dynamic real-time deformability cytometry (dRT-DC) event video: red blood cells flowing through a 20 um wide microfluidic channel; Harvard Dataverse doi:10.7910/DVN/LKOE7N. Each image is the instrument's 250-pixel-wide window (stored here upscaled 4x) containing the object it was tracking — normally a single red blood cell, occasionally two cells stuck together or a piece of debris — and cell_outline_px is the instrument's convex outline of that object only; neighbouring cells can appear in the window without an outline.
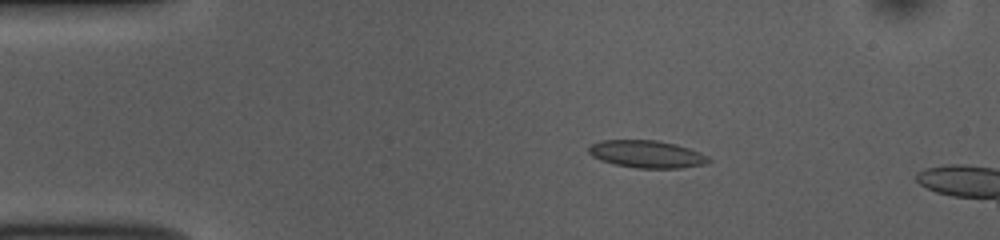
{"species": "common noctule bat (a hibernating species)", "species_latin": "Nyctalus noctula", "temperature_condition": "room temperature", "stored_images_in_passage": 49, "camera_frame_rate_fps": 3000, "um_per_image_px": 0.085, "animal": {"sex": "female", "body_mass_g": 10.0, "forearm_length_mm": 53.1}, "frame": {"image": 1, "passage_image": 8, "time_ms": 2.333, "image_size_px": [1000, 240], "cell_outline_px": [[712, 160], [704, 164], [680, 168], [636, 168], [616, 164], [600, 160], [592, 156], [588, 152], [588, 144], [600, 140], [656, 140], [676, 144], [700, 152], [708, 156]], "centroid_in_image_um": [54.95, 13.09], "position_along_channel_um": 30.1, "area_um2": 19.25}}
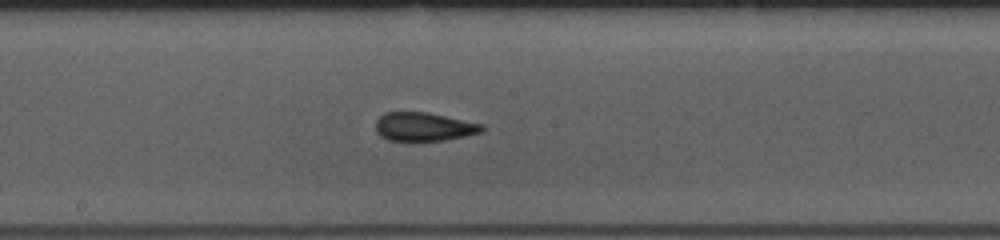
{"frame": {"image": 2, "passage_image": 26, "time_ms": 8.333, "image_size_px": [1000, 240], "cell_outline_px": [[484, 128], [480, 132], [464, 136], [444, 140], [388, 140], [380, 136], [376, 132], [376, 120], [384, 112], [428, 112], [484, 124]], "centroid_in_image_um": [36.01, 10.76], "position_along_channel_um": 212.2, "area_um2": 17.63}}
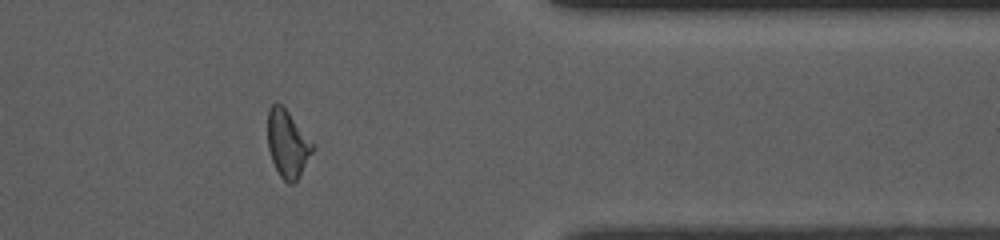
{"frame": {"image": 3, "passage_image": 41, "time_ms": 13.333, "image_size_px": [1000, 240], "cell_outline_px": [[316, 148], [300, 176], [292, 184], [288, 184], [280, 176], [272, 160], [268, 148], [268, 108], [272, 104], [280, 104], [288, 112], [316, 144]], "centroid_in_image_um": [24.48, 12.24], "position_along_channel_um": 386.9, "area_um2": 17.8}}